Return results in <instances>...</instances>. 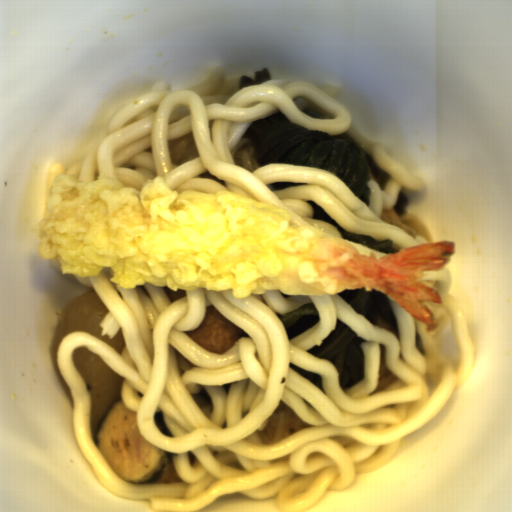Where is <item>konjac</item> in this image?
Instances as JSON below:
<instances>
[{"mask_svg":"<svg viewBox=\"0 0 512 512\" xmlns=\"http://www.w3.org/2000/svg\"><path fill=\"white\" fill-rule=\"evenodd\" d=\"M307 425L299 413L280 406L269 417L262 433L269 443H278L289 439Z\"/></svg>","mask_w":512,"mask_h":512,"instance_id":"1","label":"konjac"}]
</instances>
